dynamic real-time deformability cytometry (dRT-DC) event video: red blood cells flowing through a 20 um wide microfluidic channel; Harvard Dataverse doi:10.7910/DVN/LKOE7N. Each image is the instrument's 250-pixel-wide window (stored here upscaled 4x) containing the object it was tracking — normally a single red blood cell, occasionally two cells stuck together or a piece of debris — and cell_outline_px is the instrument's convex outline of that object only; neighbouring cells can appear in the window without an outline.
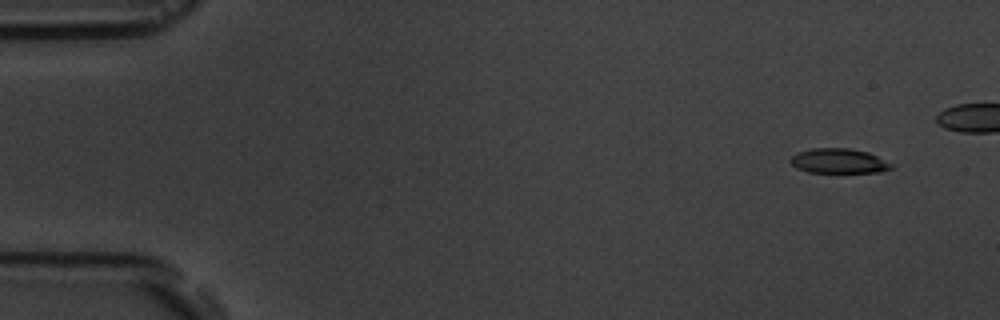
{"species": "common noctule bat (a hibernating species)", "species_latin": "Nyctalus noctula", "temperature_condition": "room temperature", "stored_images_in_passage": 5, "camera_frame_rate_fps": 3000, "um_per_image_px": 0.085, "animal": {"sex": "male", "body_mass_g": 19.5, "forearm_length_mm": 54.6}, "frame": {"image": 1, "passage_image": 1, "time_ms": 0.0, "image_size_px": [1000, 320], "cell_outline_px": [[896, 164], [892, 168], [880, 172], [808, 172], [796, 168], [788, 160], [796, 152], [812, 148], [848, 148], [868, 152]], "centroid_in_image_um": [71.31, 13.68], "position_along_channel_um": 13.7, "area_um2": 14.74}}